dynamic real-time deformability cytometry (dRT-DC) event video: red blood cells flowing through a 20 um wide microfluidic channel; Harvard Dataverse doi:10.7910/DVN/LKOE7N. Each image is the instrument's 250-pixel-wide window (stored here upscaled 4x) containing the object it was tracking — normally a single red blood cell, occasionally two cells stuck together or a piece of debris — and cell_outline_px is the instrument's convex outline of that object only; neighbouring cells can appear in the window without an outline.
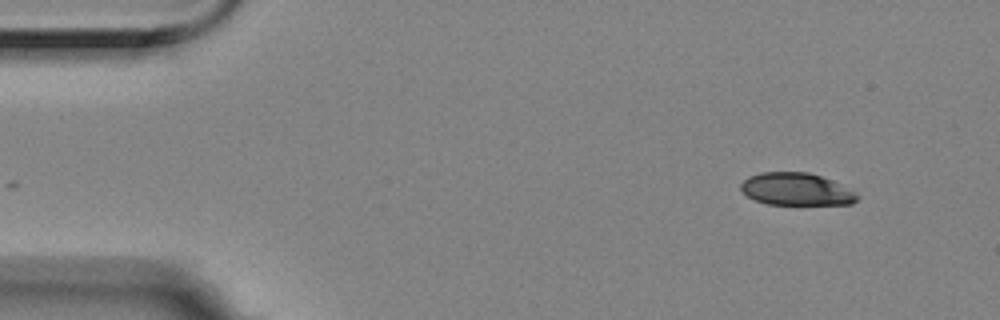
{"species": "Egyptian fruit bat (a non-hibernating species)", "species_latin": "Rousettus aegyptiacus", "temperature_condition": "room temperature", "stored_images_in_passage": 52, "camera_frame_rate_fps": 3000, "um_per_image_px": 0.085, "animal": {"sex": "female"}, "frame": {"image": 1, "passage_image": 1, "time_ms": 0.0, "image_size_px": [1000, 320], "cell_outline_px": [[860, 196], [852, 204], [768, 204], [756, 200], [748, 196], [740, 188], [740, 184], [748, 176], [760, 172], [808, 172], [832, 180]], "centroid_in_image_um": [67.65, 16.07], "position_along_channel_um": 17.3, "area_um2": 21.73}}
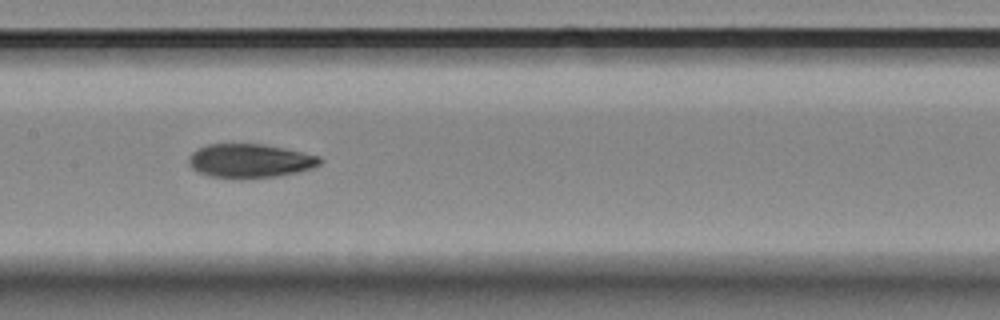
{"frame": {"image": 2, "passage_image": 23, "time_ms": 7.333, "image_size_px": [1000, 320], "cell_outline_px": [[324, 160], [320, 164], [312, 168], [296, 172], [276, 176], [240, 180], [208, 176], [196, 172], [188, 164], [188, 156], [192, 152], [208, 144], [260, 144], [284, 148], [320, 156]], "centroid_in_image_um": [21.21, 13.69], "position_along_channel_um": 186.2, "area_um2": 26.24}}
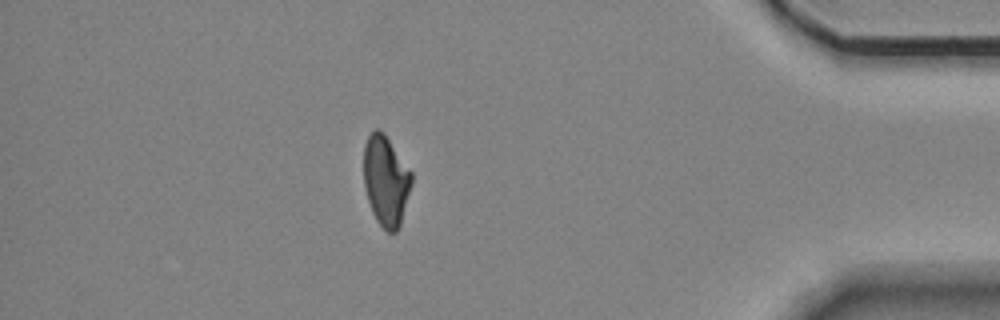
{"frame": {"image": 3, "passage_image": 45, "time_ms": 14.667, "image_size_px": [1000, 320], "cell_outline_px": [[412, 184], [400, 224], [396, 232], [388, 232], [376, 220], [372, 212], [368, 200], [364, 184], [364, 144], [368, 136], [376, 128], [384, 132], [412, 172]], "centroid_in_image_um": [32.8, 15.34], "position_along_channel_um": 402.4, "area_um2": 25.09}, "authors_computed_cell_mechanics": {"area_um2": 25.4898, "velocity_mm_per_s": 3.5242, "shape_relaxation_time_tau1_ms": 10.48, "shape_relaxation_time_tau2_ms": 4.2485, "deformation_change_tau1": 0.2296, "deformation_change_tau2": 0.0872}}